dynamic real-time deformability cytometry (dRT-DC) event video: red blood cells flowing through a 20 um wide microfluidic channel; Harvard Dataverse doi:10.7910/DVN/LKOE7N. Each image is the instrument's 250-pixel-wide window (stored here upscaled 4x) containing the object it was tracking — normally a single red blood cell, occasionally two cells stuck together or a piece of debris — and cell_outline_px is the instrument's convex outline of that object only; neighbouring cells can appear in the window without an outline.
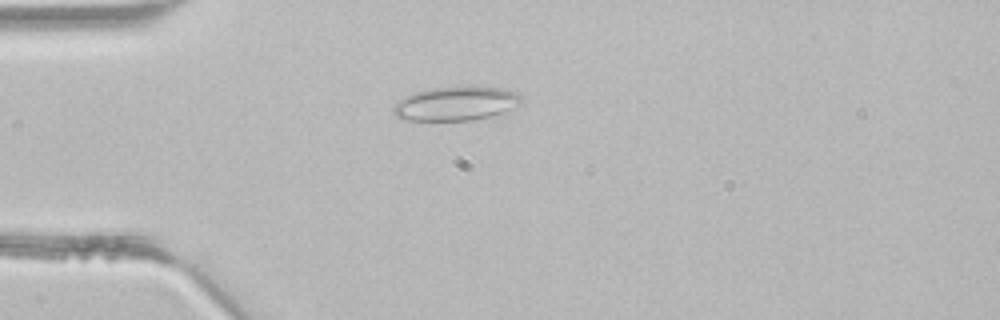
{"species": "common noctule bat (a hibernating species)", "species_latin": "Nyctalus noctula", "temperature_condition": "room temperature", "stored_images_in_passage": 1, "camera_frame_rate_fps": 3000, "um_per_image_px": 0.085, "animal": {"sex": "male", "body_mass_g": 21.5, "forearm_length_mm": 52.0}, "frame": {"image": 1, "passage_image": 1, "time_ms": 0.0, "image_size_px": [1000, 320], "cell_outline_px": [[520, 104], [504, 112], [472, 120], [404, 120], [396, 116], [392, 112], [392, 108], [400, 100], [416, 92], [428, 88], [500, 88], [516, 92], [520, 96]], "centroid_in_image_um": [38.72, 8.83], "position_along_channel_um": 46.3, "area_um2": 24.57}}